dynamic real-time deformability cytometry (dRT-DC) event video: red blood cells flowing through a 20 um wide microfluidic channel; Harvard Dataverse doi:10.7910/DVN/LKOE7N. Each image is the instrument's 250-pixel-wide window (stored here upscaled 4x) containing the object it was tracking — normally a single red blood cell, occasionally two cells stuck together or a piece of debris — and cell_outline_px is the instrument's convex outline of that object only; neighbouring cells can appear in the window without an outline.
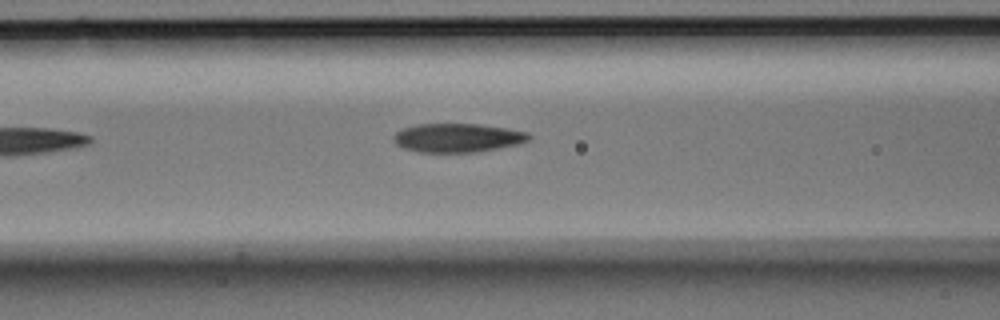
{"species": "Egyptian fruit bat (a non-hibernating species)", "species_latin": "Rousettus aegyptiacus", "temperature_condition": "room temperature", "stored_images_in_passage": 6, "segment_of_instrument_passage": [1, 2], "camera_frame_rate_fps": 3000, "um_per_image_px": 0.085, "animal": {"sex": "male"}, "frame": {"image": 1, "passage_image": 5, "time_ms": 1.333, "image_size_px": [1000, 320], "cell_outline_px": [[532, 136], [528, 140], [520, 144], [476, 152], [420, 152], [404, 148], [396, 144], [392, 136], [396, 132], [404, 128], [416, 124], [480, 124], [508, 128], [528, 132]], "centroid_in_image_um": [38.92, 11.71], "position_along_channel_um": 127.7, "area_um2": 22.77}}